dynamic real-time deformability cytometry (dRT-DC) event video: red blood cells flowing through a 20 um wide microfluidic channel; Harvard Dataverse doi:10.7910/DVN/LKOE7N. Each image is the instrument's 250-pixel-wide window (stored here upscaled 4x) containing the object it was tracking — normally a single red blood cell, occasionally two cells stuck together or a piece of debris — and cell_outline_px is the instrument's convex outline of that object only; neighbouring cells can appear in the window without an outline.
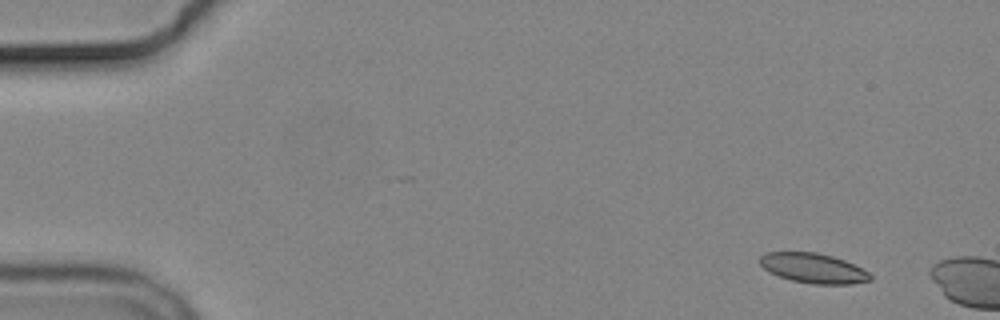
{"species": "common noctule bat (a hibernating species)", "species_latin": "Nyctalus noctula", "temperature_condition": "cold", "stored_images_in_passage": 2, "camera_frame_rate_fps": 3000, "um_per_image_px": 0.085, "animal": {"sex": "male", "body_mass_g": 19.2, "forearm_length_mm": 51.8}, "frame": {"image": 1, "passage_image": 1, "time_ms": 0.0, "image_size_px": [1000, 320], "cell_outline_px": [[872, 280], [852, 284], [812, 284], [792, 280], [768, 272], [760, 264], [760, 256], [764, 252], [816, 252], [832, 256], [844, 260], [868, 272], [872, 276]], "centroid_in_image_um": [69.12, 22.79], "position_along_channel_um": 15.9, "area_um2": 19.13}}